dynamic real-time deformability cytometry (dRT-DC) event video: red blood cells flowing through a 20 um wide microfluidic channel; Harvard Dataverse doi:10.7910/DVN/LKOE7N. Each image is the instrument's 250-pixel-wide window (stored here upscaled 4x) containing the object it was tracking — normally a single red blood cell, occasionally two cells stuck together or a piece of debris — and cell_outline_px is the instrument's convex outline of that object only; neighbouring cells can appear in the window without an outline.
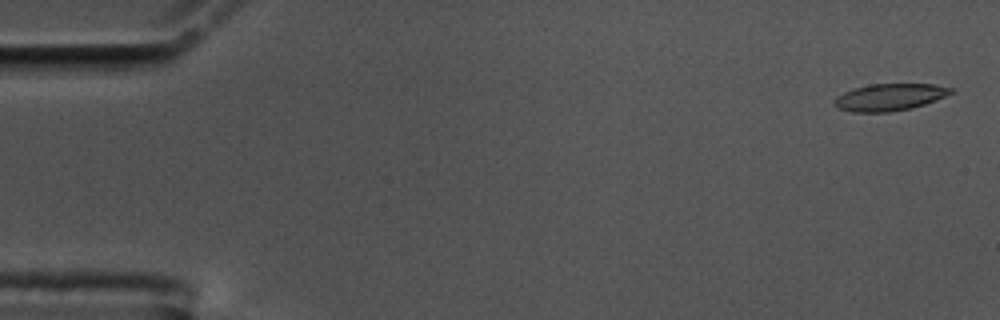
{"species": "common noctule bat (a hibernating species)", "species_latin": "Nyctalus noctula", "temperature_condition": "cold", "stored_images_in_passage": 57, "camera_frame_rate_fps": 3000, "um_per_image_px": 0.085, "animal": {"sex": "male", "body_mass_g": 17.5, "forearm_length_mm": 52.3}, "frame": {"image": 1, "passage_image": 2, "time_ms": 0.333, "image_size_px": [1000, 320], "cell_outline_px": [[952, 92], [936, 100], [912, 108], [892, 112], [852, 112], [840, 108], [832, 104], [832, 100], [836, 96], [852, 88], [868, 84], [936, 84], [952, 88]], "centroid_in_image_um": [75.56, 8.26], "position_along_channel_um": 9.4, "area_um2": 18.44}}
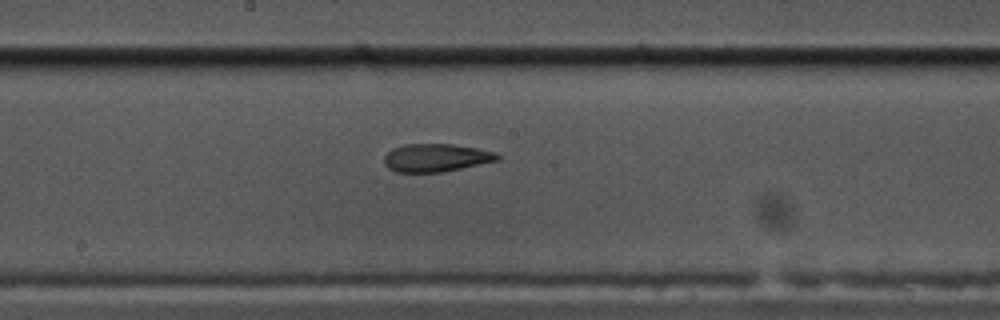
{"frame": {"image": 2, "passage_image": 30, "time_ms": 9.667, "image_size_px": [1000, 320], "cell_outline_px": [[500, 160], [444, 172], [396, 172], [388, 168], [384, 164], [384, 156], [392, 148], [404, 144], [452, 144], [476, 148], [496, 152], [500, 156]], "centroid_in_image_um": [37.06, 13.41], "position_along_channel_um": 211.1, "area_um2": 18.61}}
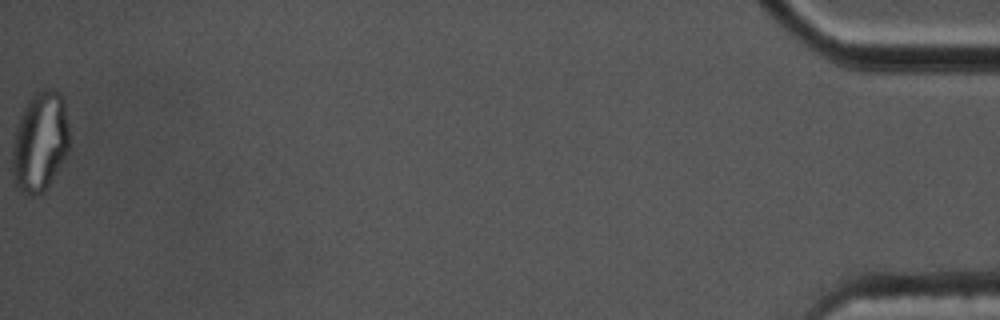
{"frame": {"image": 3, "passage_image": 57, "time_ms": 18.667, "image_size_px": [1000, 320], "cell_outline_px": [[68, 152], [44, 192], [32, 196], [28, 196], [20, 192], [16, 184], [12, 172], [12, 148], [16, 128], [20, 116], [28, 100], [40, 88], [56, 88], [60, 92], [64, 100], [68, 128]], "centroid_in_image_um": [3.39, 12.03], "position_along_channel_um": 431.8, "area_um2": 33.35}, "authors_computed_cell_mechanics": {"area_um2": 19.074, "velocity_mm_per_s": 3.564, "shape_relaxation_time_tau1_ms": null, "shape_relaxation_time_tau2_ms": 2.6048, "deformation_change_tau1": null, "deformation_change_tau2": 0.0985}}